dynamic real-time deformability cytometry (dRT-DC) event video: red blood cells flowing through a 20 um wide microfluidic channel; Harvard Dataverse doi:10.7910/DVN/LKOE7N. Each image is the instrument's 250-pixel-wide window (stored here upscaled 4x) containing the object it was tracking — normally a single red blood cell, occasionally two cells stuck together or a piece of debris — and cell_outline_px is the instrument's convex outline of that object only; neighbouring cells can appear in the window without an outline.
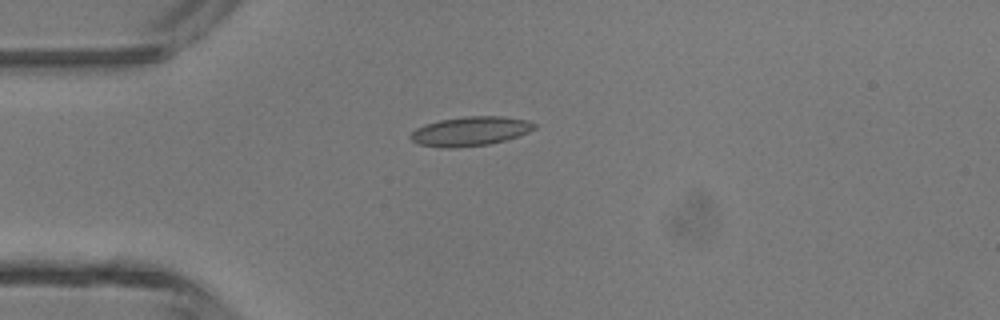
{"species": "common noctule bat (a hibernating species)", "species_latin": "Nyctalus noctula", "temperature_condition": "room temperature", "stored_images_in_passage": 4, "camera_frame_rate_fps": 3000, "um_per_image_px": 0.085, "animal": {"sex": "male", "body_mass_g": 13.3}, "frame": {"image": 1, "passage_image": 4, "time_ms": 1.0, "image_size_px": [1000, 320], "cell_outline_px": [[536, 128], [528, 132], [504, 140], [488, 144], [452, 148], [440, 148], [420, 144], [412, 140], [408, 136], [416, 128], [424, 124], [440, 120], [464, 116], [504, 116], [528, 120], [536, 124]], "centroid_in_image_um": [39.96, 11.14], "position_along_channel_um": 45.0, "area_um2": 21.1}}